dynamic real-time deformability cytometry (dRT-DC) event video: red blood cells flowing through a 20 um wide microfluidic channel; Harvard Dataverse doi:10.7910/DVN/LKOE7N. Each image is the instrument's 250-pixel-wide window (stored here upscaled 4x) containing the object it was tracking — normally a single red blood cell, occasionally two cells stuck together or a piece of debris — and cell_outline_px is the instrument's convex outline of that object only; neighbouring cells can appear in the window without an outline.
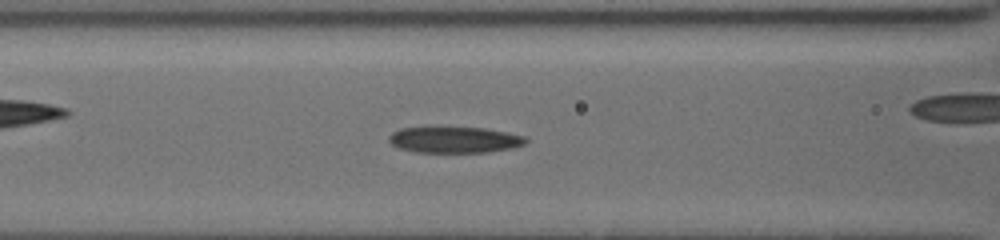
{"species": "common noctule bat (a hibernating species)", "species_latin": "Nyctalus noctula", "temperature_condition": "cold", "stored_images_in_passage": 20, "camera_frame_rate_fps": 3000, "um_per_image_px": 0.085, "animal": {"sex": "female", "body_mass_g": 19.5, "forearm_length_mm": 54.1}, "frame": {"image": 1, "passage_image": 12, "time_ms": 3.667, "image_size_px": [1000, 240], "cell_outline_px": [[528, 140], [524, 144], [512, 148], [488, 152], [416, 152], [396, 148], [388, 140], [388, 136], [392, 132], [400, 128], [428, 124], [436, 124], [484, 128], [524, 136]], "centroid_in_image_um": [38.51, 11.83], "position_along_channel_um": 128.1, "area_um2": 21.96}}
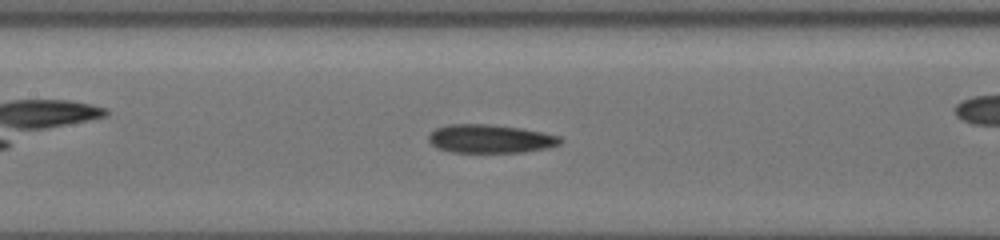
{"frame": {"image": 2, "passage_image": 15, "time_ms": 4.667, "image_size_px": [1000, 240], "cell_outline_px": [[564, 140], [560, 144], [548, 148], [524, 152], [452, 152], [436, 148], [428, 140], [428, 136], [436, 128], [448, 124], [488, 124], [520, 128], [560, 136]], "centroid_in_image_um": [41.67, 11.8], "position_along_channel_um": 165.7, "area_um2": 21.85}}
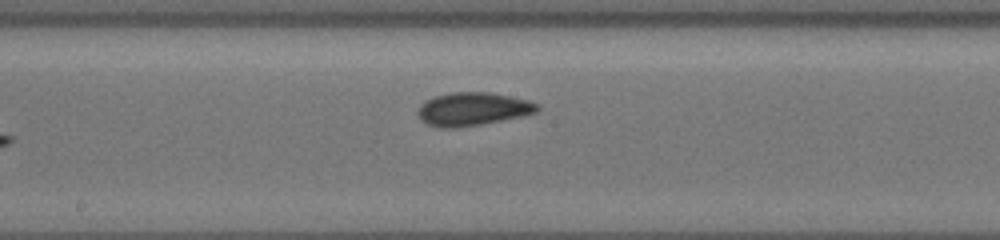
{"frame": {"image": 3, "passage_image": 20, "time_ms": 7.0, "image_size_px": [1000, 240], "cell_outline_px": [[540, 108], [536, 112], [520, 116], [480, 124], [456, 128], [440, 128], [428, 124], [420, 120], [416, 112], [420, 104], [424, 100], [436, 96], [452, 92], [488, 92], [528, 100], [540, 104]], "centroid_in_image_um": [40.13, 9.26], "position_along_channel_um": 208.1, "area_um2": 23.06}}